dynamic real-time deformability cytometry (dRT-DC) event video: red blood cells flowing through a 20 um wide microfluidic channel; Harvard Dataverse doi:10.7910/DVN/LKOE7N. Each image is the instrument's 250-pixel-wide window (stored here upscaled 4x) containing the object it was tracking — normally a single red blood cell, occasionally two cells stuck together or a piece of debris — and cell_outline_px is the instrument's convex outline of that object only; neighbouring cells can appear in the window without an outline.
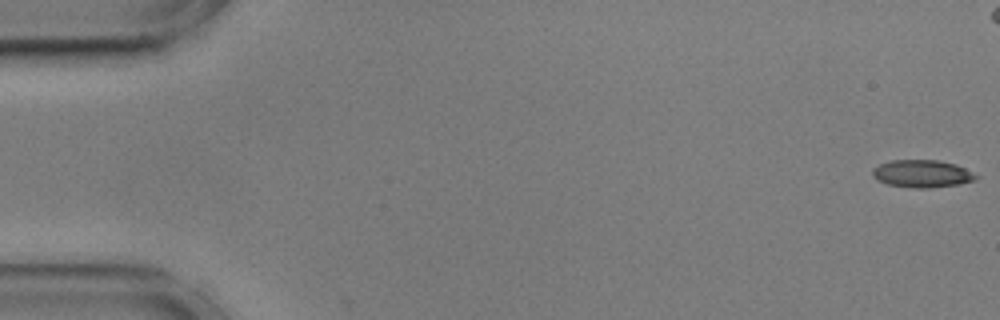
{"species": "common noctule bat (a hibernating species)", "species_latin": "Nyctalus noctula", "temperature_condition": "cold", "stored_images_in_passage": 49, "camera_frame_rate_fps": 3000, "um_per_image_px": 0.085, "animal": {"sex": "male", "body_mass_g": 17.9, "forearm_length_mm": 54.2}, "frame": {"image": 1, "passage_image": 1, "time_ms": 0.0, "image_size_px": [1000, 320], "cell_outline_px": [[980, 176], [976, 180], [960, 184], [932, 188], [916, 188], [888, 184], [876, 180], [872, 176], [872, 168], [880, 164], [892, 160], [940, 160], [956, 164]], "centroid_in_image_um": [78.39, 14.76], "position_along_channel_um": 6.6, "area_um2": 16.76}}
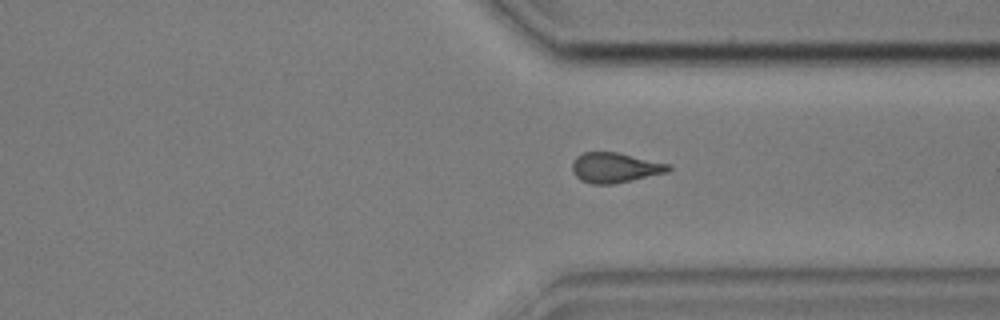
{"frame": {"image": 2, "passage_image": 42, "time_ms": 13.667, "image_size_px": [1000, 320], "cell_outline_px": [[672, 168], [668, 172], [612, 184], [592, 184], [580, 180], [572, 172], [572, 164], [576, 156], [584, 152], [616, 152], [672, 164]], "centroid_in_image_um": [52.28, 14.24], "position_along_channel_um": 359.1, "area_um2": 16.88}}
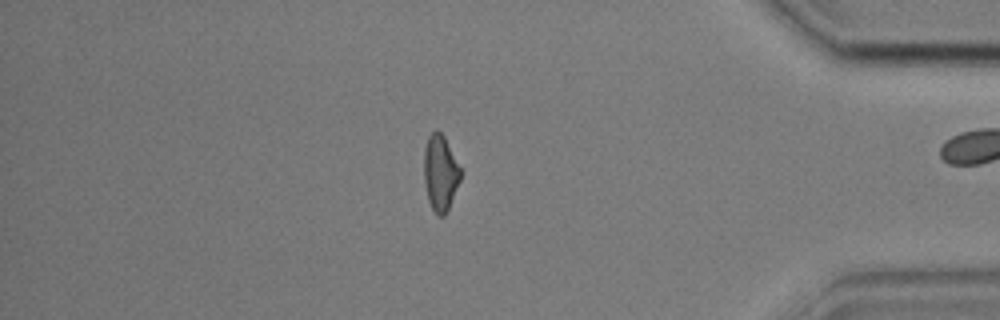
{"frame": {"image": 3, "passage_image": 48, "time_ms": 15.667, "image_size_px": [1000, 320], "cell_outline_px": [[460, 180], [448, 208], [444, 216], [436, 216], [428, 200], [424, 184], [424, 148], [428, 136], [436, 128], [444, 136], [460, 168]], "centroid_in_image_um": [37.4, 14.69], "position_along_channel_um": 397.8, "area_um2": 16.07}, "authors_computed_cell_mechanics": {"area_um2": 17.1666, "velocity_mm_per_s": 3.597, "shape_relaxation_time_tau1_ms": 3.317, "shape_relaxation_time_tau2_ms": 5.9946, "deformation_change_tau1": 0.1146, "deformation_change_tau2": 0.1281}}